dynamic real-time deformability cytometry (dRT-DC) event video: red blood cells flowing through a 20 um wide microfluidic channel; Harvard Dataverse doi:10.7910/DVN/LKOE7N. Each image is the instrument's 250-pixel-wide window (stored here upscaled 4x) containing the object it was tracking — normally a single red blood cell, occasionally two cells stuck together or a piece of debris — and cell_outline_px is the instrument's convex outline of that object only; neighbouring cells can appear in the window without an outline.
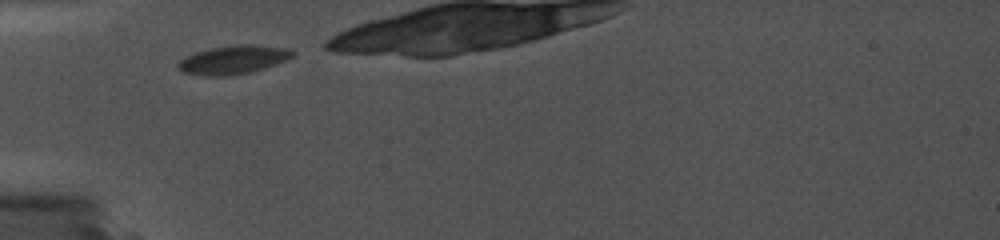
{"species": "common noctule bat (a hibernating species)", "species_latin": "Nyctalus noctula", "temperature_condition": "cold", "stored_images_in_passage": 9, "camera_frame_rate_fps": 5000, "um_per_image_px": 0.085, "animal": {"sex": "female", "body_mass_g": 19.0, "forearm_length_mm": 56.7}, "frame": {"image": 1, "passage_image": 1, "time_ms": 0.0, "image_size_px": [1000, 240], "cell_outline_px": [[296, 52], [292, 56], [284, 60], [264, 68], [248, 72], [224, 76], [208, 76], [184, 72], [176, 64], [180, 60], [196, 52], [208, 48], [236, 44], [252, 44], [292, 48]], "centroid_in_image_um": [19.86, 5.05], "position_along_channel_um": 65.1, "area_um2": 18.9}}
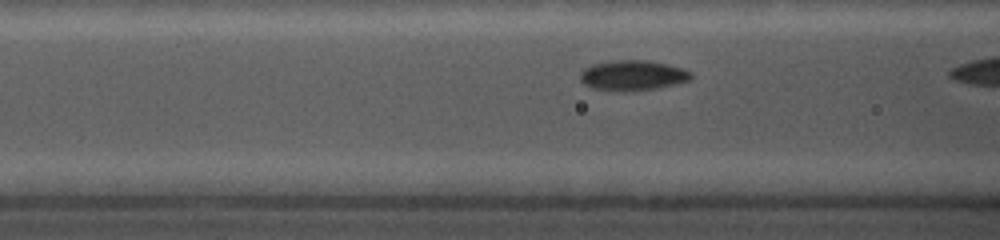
{"frame": {"image": 2, "passage_image": 7, "time_ms": 1.4, "image_size_px": [1000, 240], "cell_outline_px": [[692, 76], [688, 80], [656, 88], [592, 88], [584, 84], [580, 80], [580, 72], [584, 68], [592, 64], [616, 60], [648, 60], [668, 64], [684, 68], [692, 72]], "centroid_in_image_um": [53.79, 6.34], "position_along_channel_um": 112.8, "area_um2": 18.61}}